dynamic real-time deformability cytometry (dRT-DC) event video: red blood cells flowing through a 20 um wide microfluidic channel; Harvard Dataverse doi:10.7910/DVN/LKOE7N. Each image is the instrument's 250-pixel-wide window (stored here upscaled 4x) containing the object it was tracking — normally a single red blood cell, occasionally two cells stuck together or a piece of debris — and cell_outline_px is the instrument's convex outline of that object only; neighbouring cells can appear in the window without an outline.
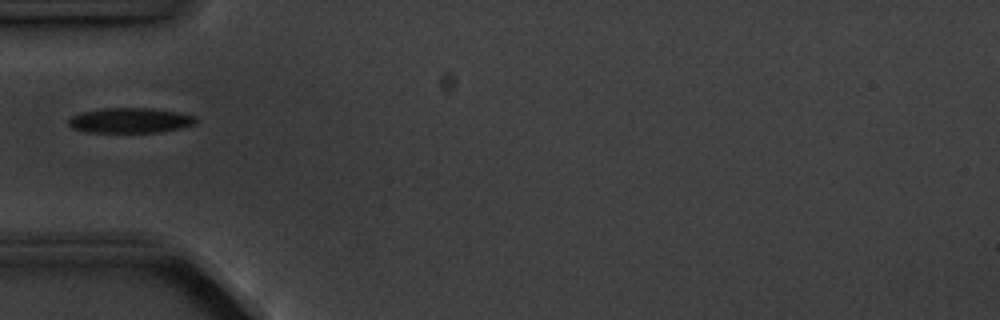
{"species": "common noctule bat (a hibernating species)", "species_latin": "Nyctalus noctula", "temperature_condition": "cold", "stored_images_in_passage": 3, "camera_frame_rate_fps": 3000, "um_per_image_px": 0.085, "animal": {"sex": "male", "body_mass_g": 20.1, "forearm_length_mm": 53.5}, "frame": {"image": 1, "passage_image": 1, "time_ms": 0.0, "image_size_px": [1000, 320], "cell_outline_px": [[196, 124], [184, 128], [160, 132], [88, 132], [72, 128], [68, 124], [68, 120], [72, 116], [80, 112], [104, 108], [152, 108], [176, 112], [192, 116], [196, 120]], "centroid_in_image_um": [11.05, 10.24], "position_along_channel_um": 73.9, "area_um2": 18.61}}